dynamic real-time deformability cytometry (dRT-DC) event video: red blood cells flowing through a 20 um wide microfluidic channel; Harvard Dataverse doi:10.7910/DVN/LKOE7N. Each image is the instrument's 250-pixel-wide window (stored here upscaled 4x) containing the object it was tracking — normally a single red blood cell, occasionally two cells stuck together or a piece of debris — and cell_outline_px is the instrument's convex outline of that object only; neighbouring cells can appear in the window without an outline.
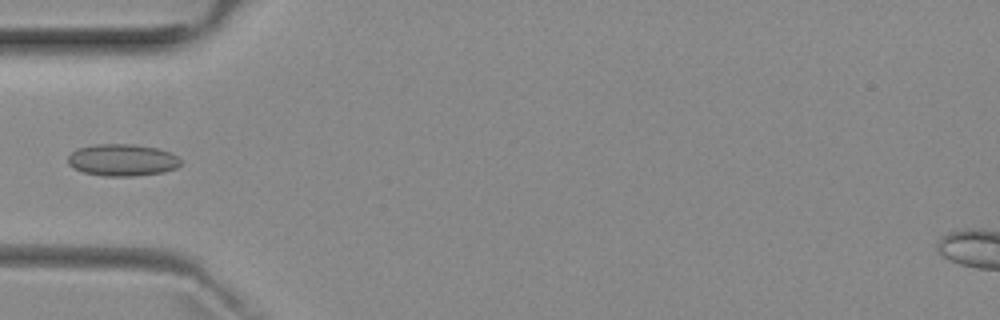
{"species": "common noctule bat (a hibernating species)", "species_latin": "Nyctalus noctula", "temperature_condition": "room temperature", "stored_images_in_passage": 5, "camera_frame_rate_fps": 3000, "um_per_image_px": 0.085, "animal": {"sex": "female", "body_mass_g": 29.2, "forearm_length_mm": 56.3}, "frame": {"image": 1, "passage_image": 4, "time_ms": 4.333, "image_size_px": [1000, 320], "cell_outline_px": [[180, 164], [176, 168], [164, 172], [132, 176], [104, 176], [84, 172], [68, 164], [68, 156], [76, 148], [96, 144], [136, 144], [156, 148], [172, 152], [180, 160]], "centroid_in_image_um": [10.4, 13.59], "position_along_channel_um": 74.6, "area_um2": 20.98}}
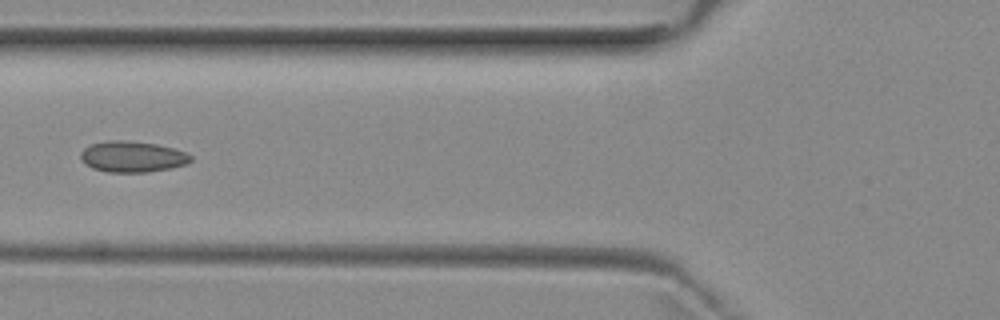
{"frame": {"image": 2, "passage_image": 5, "time_ms": 5.333, "image_size_px": [1000, 320], "cell_outline_px": [[192, 160], [184, 164], [172, 168], [148, 172], [108, 172], [92, 168], [84, 164], [80, 156], [80, 152], [84, 148], [92, 144], [108, 140], [120, 140], [156, 144], [176, 148], [192, 156]], "centroid_in_image_um": [11.24, 13.32], "position_along_channel_um": 114.6, "area_um2": 19.88}}